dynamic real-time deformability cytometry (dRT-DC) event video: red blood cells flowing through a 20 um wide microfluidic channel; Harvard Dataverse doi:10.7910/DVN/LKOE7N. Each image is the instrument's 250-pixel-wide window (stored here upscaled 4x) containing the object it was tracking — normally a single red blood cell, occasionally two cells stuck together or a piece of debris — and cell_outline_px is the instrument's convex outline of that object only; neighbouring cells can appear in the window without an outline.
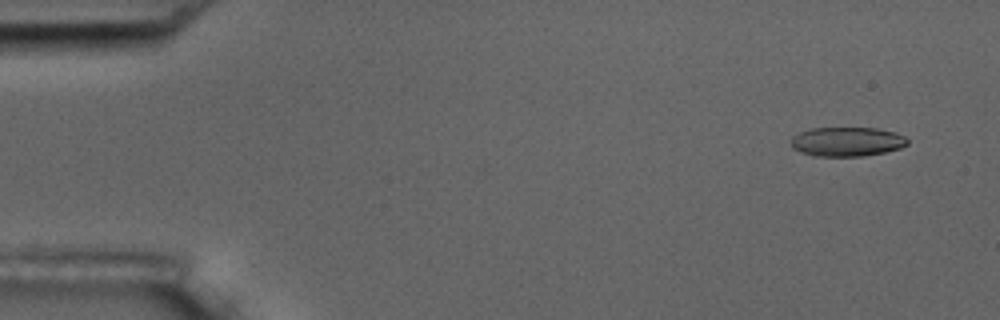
{"species": "common noctule bat (a hibernating species)", "species_latin": "Nyctalus noctula", "temperature_condition": "room temperature", "stored_images_in_passage": 6, "segment_of_instrument_passage": [2, 2], "camera_frame_rate_fps": 3000, "um_per_image_px": 0.085, "animal": {"sex": "male", "body_mass_g": 17.5, "forearm_length_mm": 52.3}, "frame": {"image": 1, "passage_image": 6, "time_ms": 6.667, "image_size_px": [1000, 320], "cell_outline_px": [[908, 144], [900, 148], [884, 152], [864, 156], [812, 156], [800, 152], [792, 148], [792, 136], [800, 132], [812, 128], [876, 128], [896, 132], [904, 136], [908, 140]], "centroid_in_image_um": [71.99, 12.04], "position_along_channel_um": 13.0, "area_um2": 19.94}}